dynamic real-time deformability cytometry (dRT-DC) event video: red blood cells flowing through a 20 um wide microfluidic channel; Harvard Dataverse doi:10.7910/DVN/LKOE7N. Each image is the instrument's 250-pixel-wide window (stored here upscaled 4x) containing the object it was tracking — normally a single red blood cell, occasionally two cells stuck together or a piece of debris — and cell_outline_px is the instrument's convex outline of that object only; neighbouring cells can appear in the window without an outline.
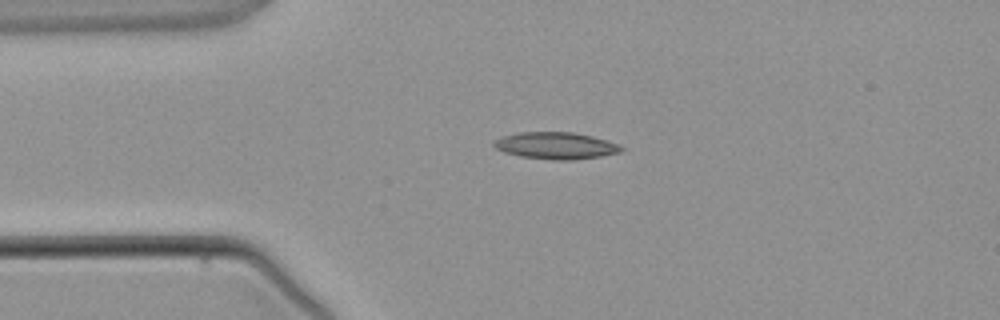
{"species": "common noctule bat (a hibernating species)", "species_latin": "Nyctalus noctula", "temperature_condition": "warm", "stored_images_in_passage": 3, "camera_frame_rate_fps": 3000, "um_per_image_px": 0.085, "animal": {"sex": "male", "body_mass_g": 21.5, "forearm_length_mm": 52.0}, "frame": {"image": 1, "passage_image": 2, "time_ms": 1.333, "image_size_px": [1000, 320], "cell_outline_px": [[624, 148], [620, 152], [600, 156], [572, 160], [552, 160], [520, 156], [504, 152], [496, 148], [492, 144], [500, 136], [520, 132], [572, 132], [592, 136], [608, 140], [620, 144]], "centroid_in_image_um": [47.25, 12.37], "position_along_channel_um": 37.7, "area_um2": 20.0}}
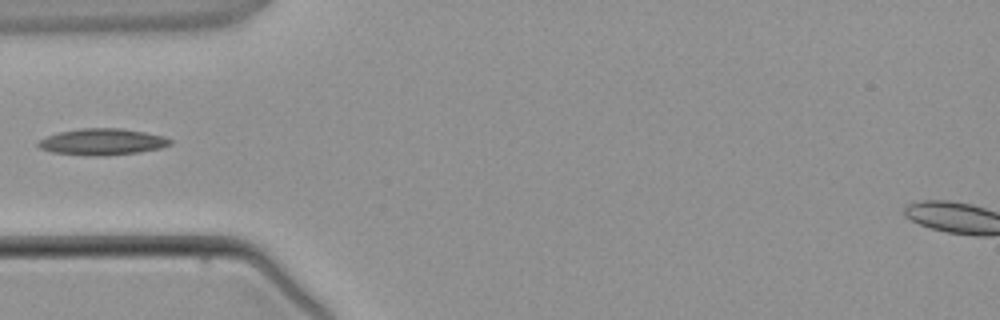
{"frame": {"image": 2, "passage_image": 3, "time_ms": 2.667, "image_size_px": [1000, 320], "cell_outline_px": [[172, 144], [160, 148], [140, 152], [100, 156], [84, 156], [52, 152], [40, 148], [36, 144], [36, 140], [60, 132], [80, 128], [120, 128], [144, 132], [160, 136], [172, 140]], "centroid_in_image_um": [8.64, 12.06], "position_along_channel_um": 76.4, "area_um2": 20.35}}